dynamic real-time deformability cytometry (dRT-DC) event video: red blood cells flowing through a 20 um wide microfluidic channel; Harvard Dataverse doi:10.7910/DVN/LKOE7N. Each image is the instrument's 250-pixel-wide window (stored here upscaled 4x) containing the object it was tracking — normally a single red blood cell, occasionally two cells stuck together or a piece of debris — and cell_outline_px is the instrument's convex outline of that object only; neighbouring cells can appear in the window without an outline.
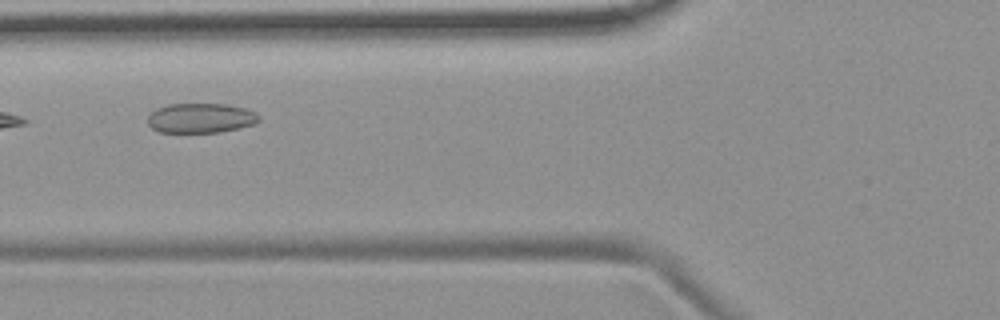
{"species": "common noctule bat (a hibernating species)", "species_latin": "Nyctalus noctula", "temperature_condition": "room temperature", "stored_images_in_passage": 8, "camera_frame_rate_fps": 3000, "um_per_image_px": 0.085, "animal": {"sex": "female", "body_mass_g": 19.9}, "frame": {"image": 1, "passage_image": 4, "time_ms": 3.667, "image_size_px": [1000, 320], "cell_outline_px": [[260, 120], [256, 124], [240, 128], [216, 132], [160, 132], [152, 128], [148, 124], [148, 116], [156, 108], [168, 104], [224, 104], [244, 108], [256, 112], [260, 116]], "centroid_in_image_um": [17.08, 10.03], "position_along_channel_um": 108.7, "area_um2": 19.31}}
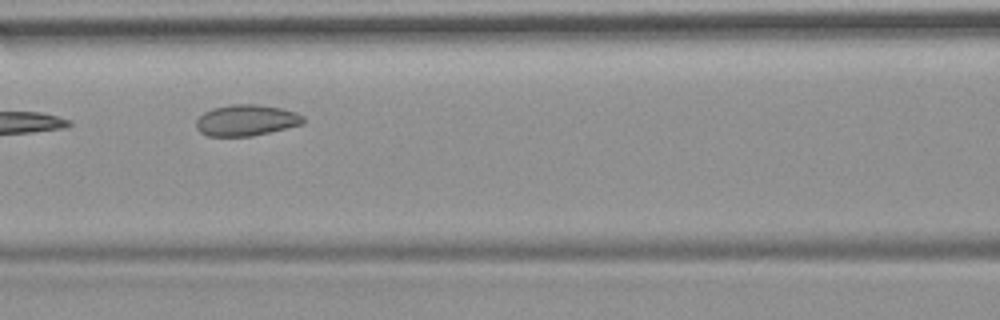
{"frame": {"image": 2, "passage_image": 5, "time_ms": 4.667, "image_size_px": [1000, 320], "cell_outline_px": [[304, 124], [252, 136], [208, 136], [200, 132], [196, 128], [196, 120], [204, 112], [212, 108], [232, 104], [256, 104], [280, 108], [296, 112], [304, 116]], "centroid_in_image_um": [20.93, 10.22], "position_along_channel_um": 145.7, "area_um2": 19.48}}
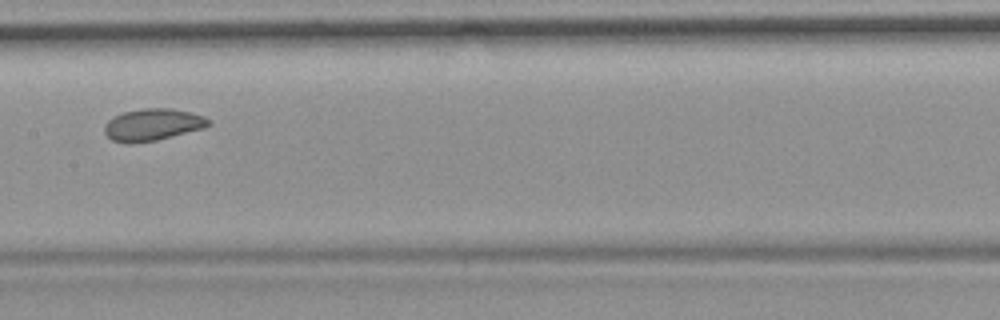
{"frame": {"image": 3, "passage_image": 6, "time_ms": 6.0, "image_size_px": [1000, 320], "cell_outline_px": [[212, 124], [204, 128], [156, 140], [132, 144], [128, 144], [112, 140], [104, 132], [104, 124], [112, 116], [124, 112], [144, 108], [168, 108], [192, 112], [204, 116], [212, 120]], "centroid_in_image_um": [12.98, 10.59], "position_along_channel_um": 194.4, "area_um2": 19.59}}